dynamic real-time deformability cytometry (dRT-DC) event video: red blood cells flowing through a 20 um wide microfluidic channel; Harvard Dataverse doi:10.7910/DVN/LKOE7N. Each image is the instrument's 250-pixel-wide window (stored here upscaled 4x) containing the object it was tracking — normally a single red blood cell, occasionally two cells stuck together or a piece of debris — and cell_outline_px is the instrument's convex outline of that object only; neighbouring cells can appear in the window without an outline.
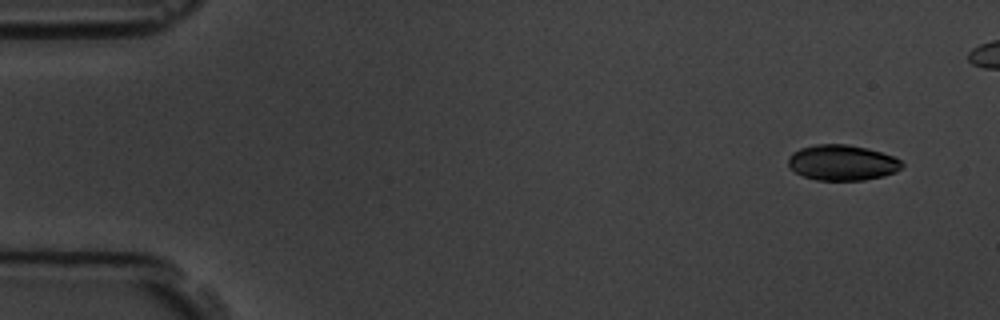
{"species": "common noctule bat (a hibernating species)", "species_latin": "Nyctalus noctula", "temperature_condition": "room temperature", "stored_images_in_passage": 7, "segment_of_instrument_passage": [1, 2], "camera_frame_rate_fps": 3000, "um_per_image_px": 0.085, "animal": {"sex": "male", "body_mass_g": 19.5, "forearm_length_mm": 54.6}, "frame": {"image": 1, "passage_image": 1, "time_ms": 0.0, "image_size_px": [1000, 320], "cell_outline_px": [[904, 164], [896, 172], [884, 176], [864, 180], [816, 180], [804, 176], [796, 172], [788, 164], [788, 156], [792, 152], [800, 148], [816, 144], [848, 144], [868, 148], [892, 156], [900, 160]], "centroid_in_image_um": [71.58, 13.82], "position_along_channel_um": 13.4, "area_um2": 23.58}}
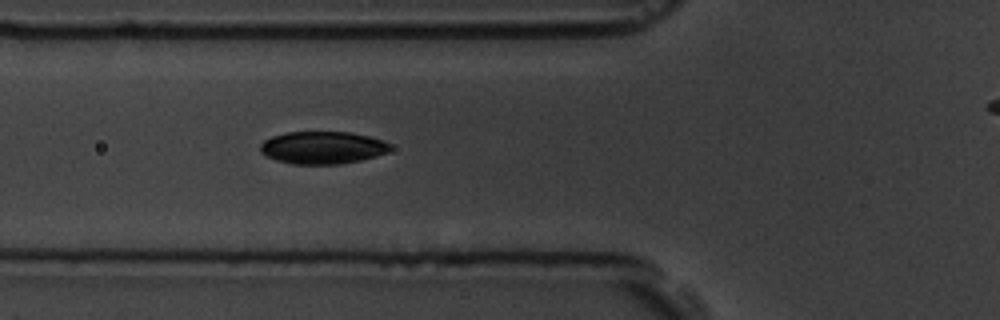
{"frame": {"image": 2, "passage_image": 6, "time_ms": 5.667, "image_size_px": [1000, 320], "cell_outline_px": [[392, 148], [388, 152], [360, 160], [340, 164], [292, 164], [276, 160], [260, 152], [260, 144], [264, 140], [272, 136], [288, 132], [348, 132], [368, 136], [384, 140]], "centroid_in_image_um": [27.4, 12.55], "position_along_channel_um": 98.4, "area_um2": 24.51}}